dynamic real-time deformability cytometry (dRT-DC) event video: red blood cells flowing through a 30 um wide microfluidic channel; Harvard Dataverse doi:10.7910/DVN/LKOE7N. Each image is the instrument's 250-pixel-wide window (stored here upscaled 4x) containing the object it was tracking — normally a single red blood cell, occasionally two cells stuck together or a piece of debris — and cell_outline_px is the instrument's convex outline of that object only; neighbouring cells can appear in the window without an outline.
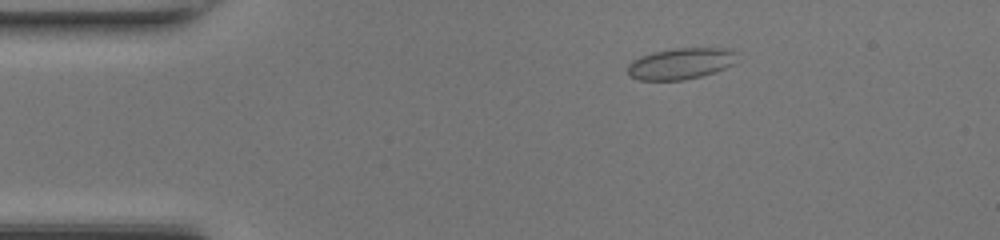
{"species": "common noctule bat (a hibernating species)", "species_latin": "Nyctalus noctula", "temperature_condition": "room temperature", "stored_images_in_passage": 42, "camera_frame_rate_fps": 3000, "um_per_image_px": 0.085, "animal": {"sex": "female", "body_mass_g": 17.0, "forearm_length_mm": 48.0}, "frame": {"image": 1, "passage_image": 2, "time_ms": 0.333, "image_size_px": [1000, 240], "cell_outline_px": [[736, 64], [700, 76], [684, 80], [640, 80], [632, 76], [628, 72], [628, 64], [632, 60], [640, 56], [652, 52], [676, 48], [732, 48], [736, 52]], "centroid_in_image_um": [57.89, 5.39], "position_along_channel_um": 27.1, "area_um2": 19.94}}
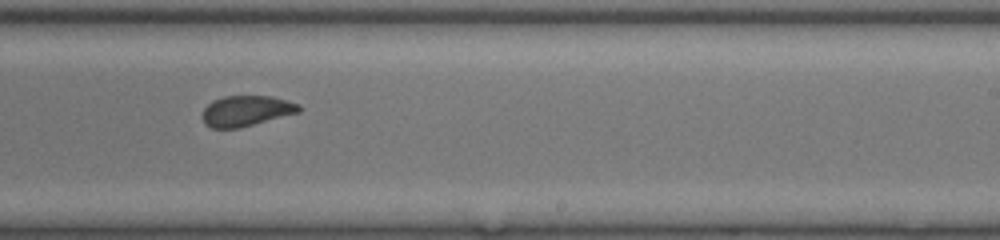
{"frame": {"image": 2, "passage_image": 23, "time_ms": 7.333, "image_size_px": [1000, 240], "cell_outline_px": [[300, 112], [240, 128], [212, 128], [204, 124], [200, 116], [204, 108], [212, 100], [224, 96], [272, 96], [300, 104]], "centroid_in_image_um": [20.89, 9.43], "position_along_channel_um": 268.1, "area_um2": 17.4}}
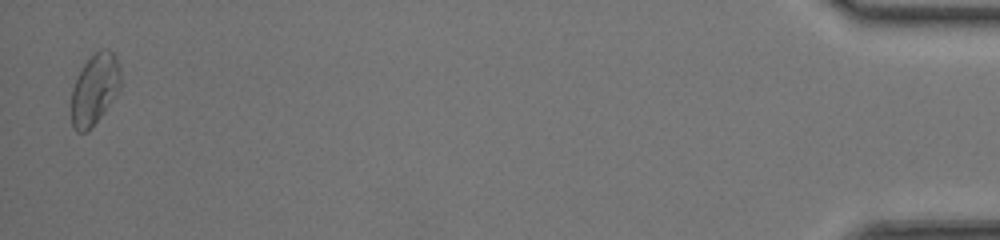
{"frame": {"image": 3, "passage_image": 41, "time_ms": 13.333, "image_size_px": [1000, 240], "cell_outline_px": [[120, 88], [104, 112], [92, 128], [88, 132], [76, 132], [72, 128], [72, 88], [84, 64], [100, 48], [108, 48], [116, 56], [120, 68]], "centroid_in_image_um": [8.05, 7.6], "position_along_channel_um": 427.1, "area_um2": 20.29}, "authors_computed_cell_mechanics": {"area_um2": 18.0914, "velocity_mm_per_s": 4.3225, "shape_relaxation_time_tau1_ms": 3.5529, "shape_relaxation_time_tau2_ms": null, "deformation_change_tau1": 0.0725, "deformation_change_tau2": null}}